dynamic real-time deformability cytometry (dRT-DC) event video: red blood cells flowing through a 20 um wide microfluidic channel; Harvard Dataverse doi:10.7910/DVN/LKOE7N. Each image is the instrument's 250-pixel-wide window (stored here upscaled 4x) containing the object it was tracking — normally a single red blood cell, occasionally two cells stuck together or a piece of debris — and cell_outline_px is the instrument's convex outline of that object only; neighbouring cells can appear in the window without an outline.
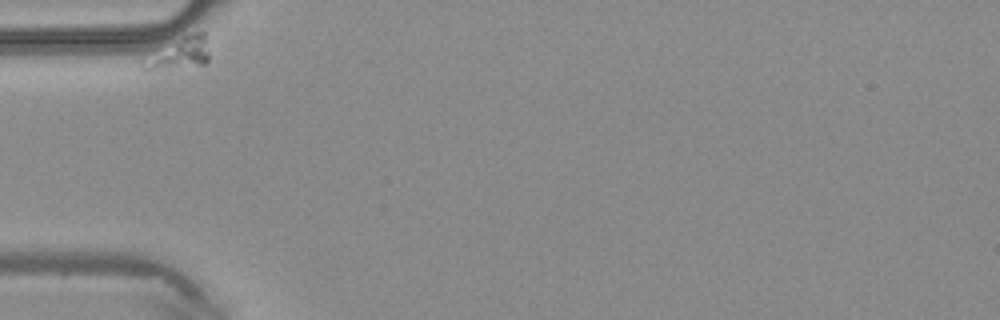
{"species": "common noctule bat (a hibernating species)", "species_latin": "Nyctalus noctula", "temperature_condition": "warm", "stored_images_in_passage": 4, "segment_of_instrument_passage": [1, 2], "camera_frame_rate_fps": 3000, "um_per_image_px": 0.085, "animal": {"sex": "male", "body_mass_g": 20.4}, "frame": {"image": 1, "passage_image": 1, "time_ms": 0.0, "image_size_px": [1000, 320], "cell_outline_px": [[208, 60], [204, 64], [148, 72], [140, 64], [184, 36], [196, 32], [204, 32], [208, 52]], "centroid_in_image_um": [15.31, 4.59], "position_along_channel_um": 69.7, "area_um2": 11.33}}
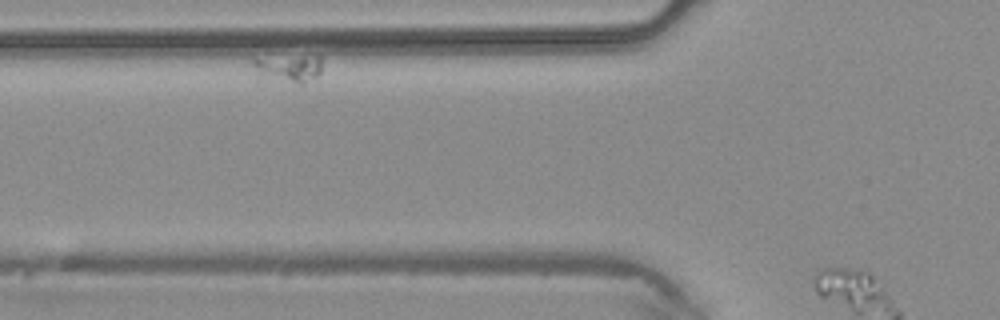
{"frame": {"image": 2, "passage_image": 2, "time_ms": 0.333, "image_size_px": [1000, 320], "cell_outline_px": [[320, 72], [316, 76], [304, 84], [300, 84], [260, 76], [252, 64], [252, 56], [320, 56]], "centroid_in_image_um": [24.47, 5.76], "position_along_channel_um": 101.3, "area_um2": 11.16}}